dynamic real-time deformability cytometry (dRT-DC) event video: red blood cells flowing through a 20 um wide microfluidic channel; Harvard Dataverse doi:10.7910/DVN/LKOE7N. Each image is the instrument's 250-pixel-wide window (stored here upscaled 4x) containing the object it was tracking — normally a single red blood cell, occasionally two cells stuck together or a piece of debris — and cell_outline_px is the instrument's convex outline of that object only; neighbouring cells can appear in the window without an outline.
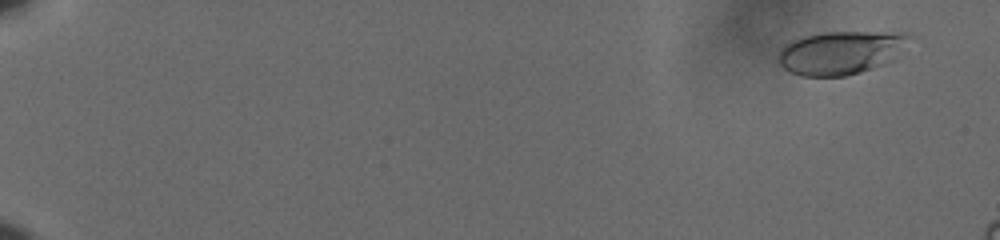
{"species": "human", "species_latin": "Homo sapiens", "temperature_condition": "cold", "stored_images_in_passage": 60, "camera_frame_rate_fps": 3000, "um_per_image_px": 0.085, "donor": {"sex": "male"}, "frame": {"image": 1, "passage_image": 4, "time_ms": 1.0, "image_size_px": [1000, 240], "cell_outline_px": [[908, 36], [892, 60], [884, 64], [860, 72], [844, 76], [800, 76], [788, 72], [776, 60], [776, 56], [780, 48], [784, 44], [792, 40], [804, 36], [824, 32], [888, 32]], "centroid_in_image_um": [71.29, 4.49], "position_along_channel_um": 13.7, "area_um2": 32.6}}
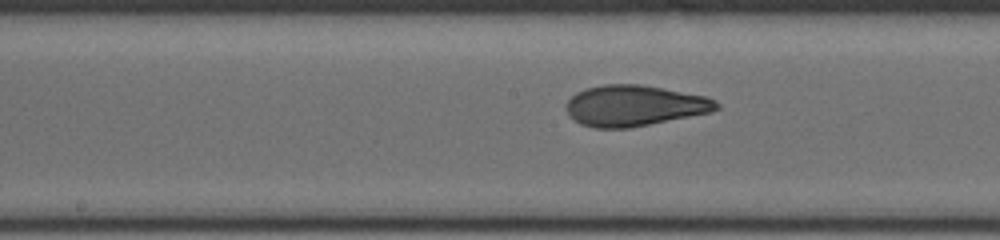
{"frame": {"image": 2, "passage_image": 35, "time_ms": 11.333, "image_size_px": [1000, 240], "cell_outline_px": [[720, 108], [712, 112], [628, 128], [596, 128], [580, 124], [568, 116], [564, 104], [576, 92], [584, 88], [604, 84], [640, 84], [664, 88], [704, 96], [716, 100], [720, 104]], "centroid_in_image_um": [53.89, 8.97], "position_along_channel_um": 194.3, "area_um2": 36.01}}
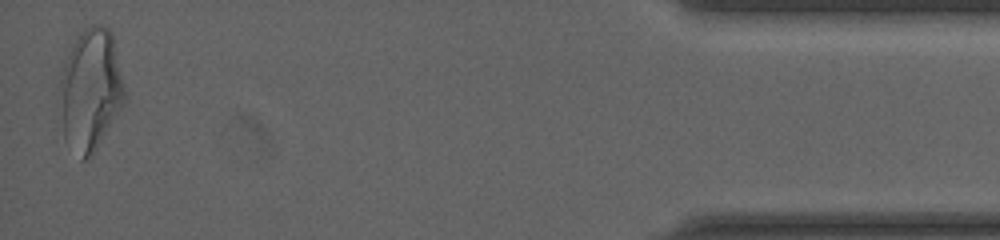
{"frame": {"image": 3, "passage_image": 60, "time_ms": 19.667, "image_size_px": [1000, 240], "cell_outline_px": [[124, 100], [120, 108], [92, 156], [84, 160], [80, 160], [64, 136], [60, 84], [60, 80], [64, 64], [76, 32], [92, 24], [100, 24], [108, 28], [112, 32], [124, 88]], "centroid_in_image_um": [7.69, 7.57], "position_along_channel_um": 427.5, "area_um2": 45.32}, "authors_computed_cell_mechanics": {"area_um2": 34.9401, "velocity_mm_per_s": 3.6221, "shape_relaxation_time_tau1_ms": 6.8087, "shape_relaxation_time_tau2_ms": 1.2903, "deformation_change_tau1": 0.2042, "deformation_change_tau2": 0.0835}}